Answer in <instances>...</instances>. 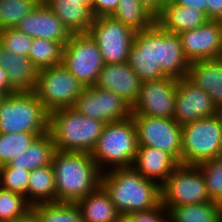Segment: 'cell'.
<instances>
[{
	"label": "cell",
	"instance_id": "1",
	"mask_svg": "<svg viewBox=\"0 0 222 222\" xmlns=\"http://www.w3.org/2000/svg\"><path fill=\"white\" fill-rule=\"evenodd\" d=\"M101 186L121 216L150 210L162 203L161 186L144 178L133 166L102 172Z\"/></svg>",
	"mask_w": 222,
	"mask_h": 222
},
{
	"label": "cell",
	"instance_id": "2",
	"mask_svg": "<svg viewBox=\"0 0 222 222\" xmlns=\"http://www.w3.org/2000/svg\"><path fill=\"white\" fill-rule=\"evenodd\" d=\"M52 167L56 202L76 203L101 186L102 171L89 153L56 150Z\"/></svg>",
	"mask_w": 222,
	"mask_h": 222
},
{
	"label": "cell",
	"instance_id": "3",
	"mask_svg": "<svg viewBox=\"0 0 222 222\" xmlns=\"http://www.w3.org/2000/svg\"><path fill=\"white\" fill-rule=\"evenodd\" d=\"M128 58L152 59L166 77L175 80L186 77L190 65L184 56L180 36L164 30L157 22L135 32Z\"/></svg>",
	"mask_w": 222,
	"mask_h": 222
},
{
	"label": "cell",
	"instance_id": "4",
	"mask_svg": "<svg viewBox=\"0 0 222 222\" xmlns=\"http://www.w3.org/2000/svg\"><path fill=\"white\" fill-rule=\"evenodd\" d=\"M105 123L84 116L73 107L49 113L48 132L56 150L89 153L94 150Z\"/></svg>",
	"mask_w": 222,
	"mask_h": 222
},
{
	"label": "cell",
	"instance_id": "5",
	"mask_svg": "<svg viewBox=\"0 0 222 222\" xmlns=\"http://www.w3.org/2000/svg\"><path fill=\"white\" fill-rule=\"evenodd\" d=\"M138 146L136 126L131 115L124 120L106 123L91 155L102 172L132 167Z\"/></svg>",
	"mask_w": 222,
	"mask_h": 222
},
{
	"label": "cell",
	"instance_id": "6",
	"mask_svg": "<svg viewBox=\"0 0 222 222\" xmlns=\"http://www.w3.org/2000/svg\"><path fill=\"white\" fill-rule=\"evenodd\" d=\"M49 112L33 91L15 92L0 104V133L48 132Z\"/></svg>",
	"mask_w": 222,
	"mask_h": 222
},
{
	"label": "cell",
	"instance_id": "7",
	"mask_svg": "<svg viewBox=\"0 0 222 222\" xmlns=\"http://www.w3.org/2000/svg\"><path fill=\"white\" fill-rule=\"evenodd\" d=\"M181 164L198 165L217 159L222 149V121L218 114L182 125Z\"/></svg>",
	"mask_w": 222,
	"mask_h": 222
},
{
	"label": "cell",
	"instance_id": "8",
	"mask_svg": "<svg viewBox=\"0 0 222 222\" xmlns=\"http://www.w3.org/2000/svg\"><path fill=\"white\" fill-rule=\"evenodd\" d=\"M85 86L63 65L39 70L34 93L50 113L74 107Z\"/></svg>",
	"mask_w": 222,
	"mask_h": 222
},
{
	"label": "cell",
	"instance_id": "9",
	"mask_svg": "<svg viewBox=\"0 0 222 222\" xmlns=\"http://www.w3.org/2000/svg\"><path fill=\"white\" fill-rule=\"evenodd\" d=\"M85 87L95 86L105 66L97 43L86 34H72L64 45L62 63Z\"/></svg>",
	"mask_w": 222,
	"mask_h": 222
},
{
	"label": "cell",
	"instance_id": "10",
	"mask_svg": "<svg viewBox=\"0 0 222 222\" xmlns=\"http://www.w3.org/2000/svg\"><path fill=\"white\" fill-rule=\"evenodd\" d=\"M162 204L173 206L199 204L211 201L204 176L197 165L179 164L161 186Z\"/></svg>",
	"mask_w": 222,
	"mask_h": 222
},
{
	"label": "cell",
	"instance_id": "11",
	"mask_svg": "<svg viewBox=\"0 0 222 222\" xmlns=\"http://www.w3.org/2000/svg\"><path fill=\"white\" fill-rule=\"evenodd\" d=\"M88 34L97 43L105 64L128 61L135 34L129 26L112 16H102L93 18Z\"/></svg>",
	"mask_w": 222,
	"mask_h": 222
},
{
	"label": "cell",
	"instance_id": "12",
	"mask_svg": "<svg viewBox=\"0 0 222 222\" xmlns=\"http://www.w3.org/2000/svg\"><path fill=\"white\" fill-rule=\"evenodd\" d=\"M139 146L157 148L170 154L181 164L182 125L174 118L132 115Z\"/></svg>",
	"mask_w": 222,
	"mask_h": 222
},
{
	"label": "cell",
	"instance_id": "13",
	"mask_svg": "<svg viewBox=\"0 0 222 222\" xmlns=\"http://www.w3.org/2000/svg\"><path fill=\"white\" fill-rule=\"evenodd\" d=\"M73 108L84 116L105 124L132 115V108L120 96L96 86L85 87Z\"/></svg>",
	"mask_w": 222,
	"mask_h": 222
},
{
	"label": "cell",
	"instance_id": "14",
	"mask_svg": "<svg viewBox=\"0 0 222 222\" xmlns=\"http://www.w3.org/2000/svg\"><path fill=\"white\" fill-rule=\"evenodd\" d=\"M176 92L177 80L173 78L142 81L132 115L174 118Z\"/></svg>",
	"mask_w": 222,
	"mask_h": 222
},
{
	"label": "cell",
	"instance_id": "15",
	"mask_svg": "<svg viewBox=\"0 0 222 222\" xmlns=\"http://www.w3.org/2000/svg\"><path fill=\"white\" fill-rule=\"evenodd\" d=\"M179 36L184 56L189 63L222 57V21L208 20Z\"/></svg>",
	"mask_w": 222,
	"mask_h": 222
},
{
	"label": "cell",
	"instance_id": "16",
	"mask_svg": "<svg viewBox=\"0 0 222 222\" xmlns=\"http://www.w3.org/2000/svg\"><path fill=\"white\" fill-rule=\"evenodd\" d=\"M209 94L186 77L177 80L174 119L181 125L217 114Z\"/></svg>",
	"mask_w": 222,
	"mask_h": 222
},
{
	"label": "cell",
	"instance_id": "17",
	"mask_svg": "<svg viewBox=\"0 0 222 222\" xmlns=\"http://www.w3.org/2000/svg\"><path fill=\"white\" fill-rule=\"evenodd\" d=\"M142 80L127 62L105 64L100 71L96 87L120 96L132 108L140 95Z\"/></svg>",
	"mask_w": 222,
	"mask_h": 222
},
{
	"label": "cell",
	"instance_id": "18",
	"mask_svg": "<svg viewBox=\"0 0 222 222\" xmlns=\"http://www.w3.org/2000/svg\"><path fill=\"white\" fill-rule=\"evenodd\" d=\"M15 28L33 39L40 38L56 41L63 46L69 41L71 36L63 23L46 4H38Z\"/></svg>",
	"mask_w": 222,
	"mask_h": 222
},
{
	"label": "cell",
	"instance_id": "19",
	"mask_svg": "<svg viewBox=\"0 0 222 222\" xmlns=\"http://www.w3.org/2000/svg\"><path fill=\"white\" fill-rule=\"evenodd\" d=\"M179 163L167 152L149 146H138L133 167L146 179L162 186Z\"/></svg>",
	"mask_w": 222,
	"mask_h": 222
},
{
	"label": "cell",
	"instance_id": "20",
	"mask_svg": "<svg viewBox=\"0 0 222 222\" xmlns=\"http://www.w3.org/2000/svg\"><path fill=\"white\" fill-rule=\"evenodd\" d=\"M186 78L207 92L217 109L222 106V57L190 63Z\"/></svg>",
	"mask_w": 222,
	"mask_h": 222
},
{
	"label": "cell",
	"instance_id": "21",
	"mask_svg": "<svg viewBox=\"0 0 222 222\" xmlns=\"http://www.w3.org/2000/svg\"><path fill=\"white\" fill-rule=\"evenodd\" d=\"M0 66L6 71L15 92L34 91L39 69L27 56H17L0 45Z\"/></svg>",
	"mask_w": 222,
	"mask_h": 222
},
{
	"label": "cell",
	"instance_id": "22",
	"mask_svg": "<svg viewBox=\"0 0 222 222\" xmlns=\"http://www.w3.org/2000/svg\"><path fill=\"white\" fill-rule=\"evenodd\" d=\"M209 19L200 11L191 7H184L169 0L156 18V22L166 31L181 34L205 24Z\"/></svg>",
	"mask_w": 222,
	"mask_h": 222
},
{
	"label": "cell",
	"instance_id": "23",
	"mask_svg": "<svg viewBox=\"0 0 222 222\" xmlns=\"http://www.w3.org/2000/svg\"><path fill=\"white\" fill-rule=\"evenodd\" d=\"M46 5L71 35L88 33L94 18L88 6L68 0H50Z\"/></svg>",
	"mask_w": 222,
	"mask_h": 222
},
{
	"label": "cell",
	"instance_id": "24",
	"mask_svg": "<svg viewBox=\"0 0 222 222\" xmlns=\"http://www.w3.org/2000/svg\"><path fill=\"white\" fill-rule=\"evenodd\" d=\"M85 222H122V216L102 186L76 202Z\"/></svg>",
	"mask_w": 222,
	"mask_h": 222
},
{
	"label": "cell",
	"instance_id": "25",
	"mask_svg": "<svg viewBox=\"0 0 222 222\" xmlns=\"http://www.w3.org/2000/svg\"><path fill=\"white\" fill-rule=\"evenodd\" d=\"M55 152L56 146L51 134L46 132L38 136L22 154H18L8 165L0 168H20L27 171L42 168L52 164Z\"/></svg>",
	"mask_w": 222,
	"mask_h": 222
},
{
	"label": "cell",
	"instance_id": "26",
	"mask_svg": "<svg viewBox=\"0 0 222 222\" xmlns=\"http://www.w3.org/2000/svg\"><path fill=\"white\" fill-rule=\"evenodd\" d=\"M50 202H56V184L52 164L31 170L28 181V203L31 206Z\"/></svg>",
	"mask_w": 222,
	"mask_h": 222
},
{
	"label": "cell",
	"instance_id": "27",
	"mask_svg": "<svg viewBox=\"0 0 222 222\" xmlns=\"http://www.w3.org/2000/svg\"><path fill=\"white\" fill-rule=\"evenodd\" d=\"M168 211L169 222H222V204L215 201L173 206Z\"/></svg>",
	"mask_w": 222,
	"mask_h": 222
},
{
	"label": "cell",
	"instance_id": "28",
	"mask_svg": "<svg viewBox=\"0 0 222 222\" xmlns=\"http://www.w3.org/2000/svg\"><path fill=\"white\" fill-rule=\"evenodd\" d=\"M112 17L135 32L145 30L156 22L139 0H119Z\"/></svg>",
	"mask_w": 222,
	"mask_h": 222
},
{
	"label": "cell",
	"instance_id": "29",
	"mask_svg": "<svg viewBox=\"0 0 222 222\" xmlns=\"http://www.w3.org/2000/svg\"><path fill=\"white\" fill-rule=\"evenodd\" d=\"M40 222H85L76 203L50 202L31 206Z\"/></svg>",
	"mask_w": 222,
	"mask_h": 222
},
{
	"label": "cell",
	"instance_id": "30",
	"mask_svg": "<svg viewBox=\"0 0 222 222\" xmlns=\"http://www.w3.org/2000/svg\"><path fill=\"white\" fill-rule=\"evenodd\" d=\"M63 47L56 41L34 38L28 58L39 70L58 66L62 63Z\"/></svg>",
	"mask_w": 222,
	"mask_h": 222
},
{
	"label": "cell",
	"instance_id": "31",
	"mask_svg": "<svg viewBox=\"0 0 222 222\" xmlns=\"http://www.w3.org/2000/svg\"><path fill=\"white\" fill-rule=\"evenodd\" d=\"M46 132L0 133V167L22 154L35 139Z\"/></svg>",
	"mask_w": 222,
	"mask_h": 222
},
{
	"label": "cell",
	"instance_id": "32",
	"mask_svg": "<svg viewBox=\"0 0 222 222\" xmlns=\"http://www.w3.org/2000/svg\"><path fill=\"white\" fill-rule=\"evenodd\" d=\"M31 211L25 197L0 187V222H19Z\"/></svg>",
	"mask_w": 222,
	"mask_h": 222
},
{
	"label": "cell",
	"instance_id": "33",
	"mask_svg": "<svg viewBox=\"0 0 222 222\" xmlns=\"http://www.w3.org/2000/svg\"><path fill=\"white\" fill-rule=\"evenodd\" d=\"M37 6L34 0H0V30L15 28Z\"/></svg>",
	"mask_w": 222,
	"mask_h": 222
},
{
	"label": "cell",
	"instance_id": "34",
	"mask_svg": "<svg viewBox=\"0 0 222 222\" xmlns=\"http://www.w3.org/2000/svg\"><path fill=\"white\" fill-rule=\"evenodd\" d=\"M197 166L204 176L210 200L222 204V163L217 159H211Z\"/></svg>",
	"mask_w": 222,
	"mask_h": 222
},
{
	"label": "cell",
	"instance_id": "35",
	"mask_svg": "<svg viewBox=\"0 0 222 222\" xmlns=\"http://www.w3.org/2000/svg\"><path fill=\"white\" fill-rule=\"evenodd\" d=\"M30 171L20 168H0V187L22 194L28 202Z\"/></svg>",
	"mask_w": 222,
	"mask_h": 222
},
{
	"label": "cell",
	"instance_id": "36",
	"mask_svg": "<svg viewBox=\"0 0 222 222\" xmlns=\"http://www.w3.org/2000/svg\"><path fill=\"white\" fill-rule=\"evenodd\" d=\"M32 42V37L18 31L16 28L0 30V45L17 56L28 57Z\"/></svg>",
	"mask_w": 222,
	"mask_h": 222
},
{
	"label": "cell",
	"instance_id": "37",
	"mask_svg": "<svg viewBox=\"0 0 222 222\" xmlns=\"http://www.w3.org/2000/svg\"><path fill=\"white\" fill-rule=\"evenodd\" d=\"M129 67L142 81L166 78L158 63L148 58H128Z\"/></svg>",
	"mask_w": 222,
	"mask_h": 222
},
{
	"label": "cell",
	"instance_id": "38",
	"mask_svg": "<svg viewBox=\"0 0 222 222\" xmlns=\"http://www.w3.org/2000/svg\"><path fill=\"white\" fill-rule=\"evenodd\" d=\"M122 222H169V211L161 203L150 210L125 214Z\"/></svg>",
	"mask_w": 222,
	"mask_h": 222
},
{
	"label": "cell",
	"instance_id": "39",
	"mask_svg": "<svg viewBox=\"0 0 222 222\" xmlns=\"http://www.w3.org/2000/svg\"><path fill=\"white\" fill-rule=\"evenodd\" d=\"M119 0H92V15L94 18L112 16Z\"/></svg>",
	"mask_w": 222,
	"mask_h": 222
},
{
	"label": "cell",
	"instance_id": "40",
	"mask_svg": "<svg viewBox=\"0 0 222 222\" xmlns=\"http://www.w3.org/2000/svg\"><path fill=\"white\" fill-rule=\"evenodd\" d=\"M207 5V18L222 21V0H205Z\"/></svg>",
	"mask_w": 222,
	"mask_h": 222
},
{
	"label": "cell",
	"instance_id": "41",
	"mask_svg": "<svg viewBox=\"0 0 222 222\" xmlns=\"http://www.w3.org/2000/svg\"><path fill=\"white\" fill-rule=\"evenodd\" d=\"M140 3L156 19L163 11L165 4L169 0H139Z\"/></svg>",
	"mask_w": 222,
	"mask_h": 222
},
{
	"label": "cell",
	"instance_id": "42",
	"mask_svg": "<svg viewBox=\"0 0 222 222\" xmlns=\"http://www.w3.org/2000/svg\"><path fill=\"white\" fill-rule=\"evenodd\" d=\"M174 3L184 6L191 7L197 11L203 12L207 16V5L205 0H172Z\"/></svg>",
	"mask_w": 222,
	"mask_h": 222
},
{
	"label": "cell",
	"instance_id": "43",
	"mask_svg": "<svg viewBox=\"0 0 222 222\" xmlns=\"http://www.w3.org/2000/svg\"><path fill=\"white\" fill-rule=\"evenodd\" d=\"M0 90H13L8 81L6 71L0 66Z\"/></svg>",
	"mask_w": 222,
	"mask_h": 222
},
{
	"label": "cell",
	"instance_id": "44",
	"mask_svg": "<svg viewBox=\"0 0 222 222\" xmlns=\"http://www.w3.org/2000/svg\"><path fill=\"white\" fill-rule=\"evenodd\" d=\"M19 222H40L37 216L30 211L24 218H22Z\"/></svg>",
	"mask_w": 222,
	"mask_h": 222
},
{
	"label": "cell",
	"instance_id": "45",
	"mask_svg": "<svg viewBox=\"0 0 222 222\" xmlns=\"http://www.w3.org/2000/svg\"><path fill=\"white\" fill-rule=\"evenodd\" d=\"M15 93L14 90H0V104L8 97L9 94Z\"/></svg>",
	"mask_w": 222,
	"mask_h": 222
},
{
	"label": "cell",
	"instance_id": "46",
	"mask_svg": "<svg viewBox=\"0 0 222 222\" xmlns=\"http://www.w3.org/2000/svg\"><path fill=\"white\" fill-rule=\"evenodd\" d=\"M68 1L79 2L82 5L88 6L92 12V0H68Z\"/></svg>",
	"mask_w": 222,
	"mask_h": 222
},
{
	"label": "cell",
	"instance_id": "47",
	"mask_svg": "<svg viewBox=\"0 0 222 222\" xmlns=\"http://www.w3.org/2000/svg\"><path fill=\"white\" fill-rule=\"evenodd\" d=\"M37 4H47L50 0H34Z\"/></svg>",
	"mask_w": 222,
	"mask_h": 222
},
{
	"label": "cell",
	"instance_id": "48",
	"mask_svg": "<svg viewBox=\"0 0 222 222\" xmlns=\"http://www.w3.org/2000/svg\"><path fill=\"white\" fill-rule=\"evenodd\" d=\"M217 114L219 115L221 121H222V106H220L217 110Z\"/></svg>",
	"mask_w": 222,
	"mask_h": 222
},
{
	"label": "cell",
	"instance_id": "49",
	"mask_svg": "<svg viewBox=\"0 0 222 222\" xmlns=\"http://www.w3.org/2000/svg\"><path fill=\"white\" fill-rule=\"evenodd\" d=\"M217 160H219L222 163V149L219 151V154L217 156Z\"/></svg>",
	"mask_w": 222,
	"mask_h": 222
}]
</instances>
